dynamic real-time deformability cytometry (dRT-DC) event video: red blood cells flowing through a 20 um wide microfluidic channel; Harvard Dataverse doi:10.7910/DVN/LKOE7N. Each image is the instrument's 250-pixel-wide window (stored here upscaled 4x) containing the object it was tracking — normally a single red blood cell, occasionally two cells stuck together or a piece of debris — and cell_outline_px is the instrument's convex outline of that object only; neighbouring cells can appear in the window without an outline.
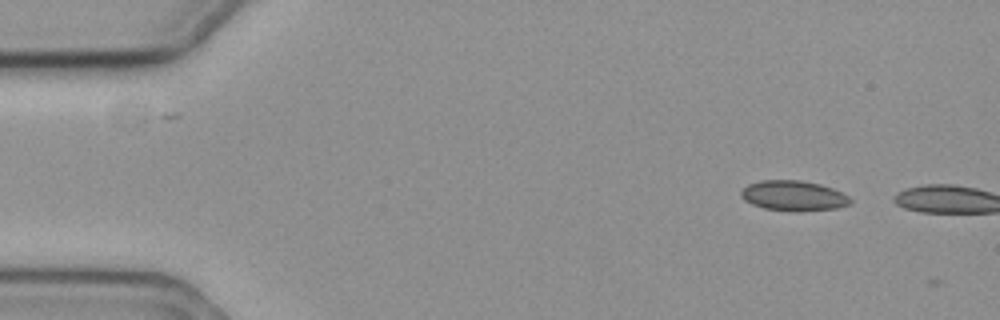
{"species": "common noctule bat (a hibernating species)", "species_latin": "Nyctalus noctula", "temperature_condition": "cold", "stored_images_in_passage": 3, "camera_frame_rate_fps": 3000, "um_per_image_px": 0.085, "animal": {"sex": "female", "body_mass_g": 19.3, "forearm_length_mm": 54.1}, "frame": {"image": 1, "passage_image": 1, "time_ms": 0.0, "image_size_px": [1000, 320], "cell_outline_px": [[852, 200], [848, 204], [836, 208], [800, 212], [792, 212], [764, 208], [752, 204], [744, 200], [740, 196], [740, 192], [748, 184], [760, 180], [800, 180], [820, 184], [832, 188], [848, 196]], "centroid_in_image_um": [67.42, 16.64], "position_along_channel_um": 17.6, "area_um2": 19.31}}